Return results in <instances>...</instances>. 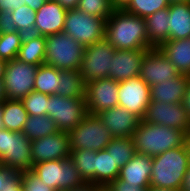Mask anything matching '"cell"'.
Wrapping results in <instances>:
<instances>
[{
  "instance_id": "cell-26",
  "label": "cell",
  "mask_w": 190,
  "mask_h": 191,
  "mask_svg": "<svg viewBox=\"0 0 190 191\" xmlns=\"http://www.w3.org/2000/svg\"><path fill=\"white\" fill-rule=\"evenodd\" d=\"M28 113L21 100L4 99L2 122L4 128L13 132H22Z\"/></svg>"
},
{
  "instance_id": "cell-34",
  "label": "cell",
  "mask_w": 190,
  "mask_h": 191,
  "mask_svg": "<svg viewBox=\"0 0 190 191\" xmlns=\"http://www.w3.org/2000/svg\"><path fill=\"white\" fill-rule=\"evenodd\" d=\"M17 31L26 34H35L36 12L27 5L10 12Z\"/></svg>"
},
{
  "instance_id": "cell-42",
  "label": "cell",
  "mask_w": 190,
  "mask_h": 191,
  "mask_svg": "<svg viewBox=\"0 0 190 191\" xmlns=\"http://www.w3.org/2000/svg\"><path fill=\"white\" fill-rule=\"evenodd\" d=\"M113 191H146L144 189H139L133 185H129L125 181L122 180H114L110 185H109Z\"/></svg>"
},
{
  "instance_id": "cell-12",
  "label": "cell",
  "mask_w": 190,
  "mask_h": 191,
  "mask_svg": "<svg viewBox=\"0 0 190 191\" xmlns=\"http://www.w3.org/2000/svg\"><path fill=\"white\" fill-rule=\"evenodd\" d=\"M146 123L180 129L190 136V116L183 103H164L151 100L144 118Z\"/></svg>"
},
{
  "instance_id": "cell-11",
  "label": "cell",
  "mask_w": 190,
  "mask_h": 191,
  "mask_svg": "<svg viewBox=\"0 0 190 191\" xmlns=\"http://www.w3.org/2000/svg\"><path fill=\"white\" fill-rule=\"evenodd\" d=\"M87 114L85 99L49 95L48 116L59 131L69 133Z\"/></svg>"
},
{
  "instance_id": "cell-37",
  "label": "cell",
  "mask_w": 190,
  "mask_h": 191,
  "mask_svg": "<svg viewBox=\"0 0 190 191\" xmlns=\"http://www.w3.org/2000/svg\"><path fill=\"white\" fill-rule=\"evenodd\" d=\"M28 115H48L49 94L33 91L21 99Z\"/></svg>"
},
{
  "instance_id": "cell-53",
  "label": "cell",
  "mask_w": 190,
  "mask_h": 191,
  "mask_svg": "<svg viewBox=\"0 0 190 191\" xmlns=\"http://www.w3.org/2000/svg\"><path fill=\"white\" fill-rule=\"evenodd\" d=\"M2 114H3V100L0 102V130L4 128L3 122H2Z\"/></svg>"
},
{
  "instance_id": "cell-46",
  "label": "cell",
  "mask_w": 190,
  "mask_h": 191,
  "mask_svg": "<svg viewBox=\"0 0 190 191\" xmlns=\"http://www.w3.org/2000/svg\"><path fill=\"white\" fill-rule=\"evenodd\" d=\"M64 191H95V184L91 182H84L80 186L64 190Z\"/></svg>"
},
{
  "instance_id": "cell-31",
  "label": "cell",
  "mask_w": 190,
  "mask_h": 191,
  "mask_svg": "<svg viewBox=\"0 0 190 191\" xmlns=\"http://www.w3.org/2000/svg\"><path fill=\"white\" fill-rule=\"evenodd\" d=\"M105 149L119 168L126 165L136 154L131 137H113Z\"/></svg>"
},
{
  "instance_id": "cell-39",
  "label": "cell",
  "mask_w": 190,
  "mask_h": 191,
  "mask_svg": "<svg viewBox=\"0 0 190 191\" xmlns=\"http://www.w3.org/2000/svg\"><path fill=\"white\" fill-rule=\"evenodd\" d=\"M22 172H12L4 181L1 191H24L21 183Z\"/></svg>"
},
{
  "instance_id": "cell-9",
  "label": "cell",
  "mask_w": 190,
  "mask_h": 191,
  "mask_svg": "<svg viewBox=\"0 0 190 191\" xmlns=\"http://www.w3.org/2000/svg\"><path fill=\"white\" fill-rule=\"evenodd\" d=\"M115 48L106 39L85 46L79 72L85 84L109 77Z\"/></svg>"
},
{
  "instance_id": "cell-27",
  "label": "cell",
  "mask_w": 190,
  "mask_h": 191,
  "mask_svg": "<svg viewBox=\"0 0 190 191\" xmlns=\"http://www.w3.org/2000/svg\"><path fill=\"white\" fill-rule=\"evenodd\" d=\"M59 90L57 95L85 99L86 84L79 70H59Z\"/></svg>"
},
{
  "instance_id": "cell-24",
  "label": "cell",
  "mask_w": 190,
  "mask_h": 191,
  "mask_svg": "<svg viewBox=\"0 0 190 191\" xmlns=\"http://www.w3.org/2000/svg\"><path fill=\"white\" fill-rule=\"evenodd\" d=\"M169 10L161 9L145 18L149 45L152 48H159L169 40Z\"/></svg>"
},
{
  "instance_id": "cell-36",
  "label": "cell",
  "mask_w": 190,
  "mask_h": 191,
  "mask_svg": "<svg viewBox=\"0 0 190 191\" xmlns=\"http://www.w3.org/2000/svg\"><path fill=\"white\" fill-rule=\"evenodd\" d=\"M168 7V0H133L125 11L146 18L153 13Z\"/></svg>"
},
{
  "instance_id": "cell-55",
  "label": "cell",
  "mask_w": 190,
  "mask_h": 191,
  "mask_svg": "<svg viewBox=\"0 0 190 191\" xmlns=\"http://www.w3.org/2000/svg\"><path fill=\"white\" fill-rule=\"evenodd\" d=\"M169 4L190 2V0H168Z\"/></svg>"
},
{
  "instance_id": "cell-51",
  "label": "cell",
  "mask_w": 190,
  "mask_h": 191,
  "mask_svg": "<svg viewBox=\"0 0 190 191\" xmlns=\"http://www.w3.org/2000/svg\"><path fill=\"white\" fill-rule=\"evenodd\" d=\"M95 191H113L109 185H96L95 184Z\"/></svg>"
},
{
  "instance_id": "cell-3",
  "label": "cell",
  "mask_w": 190,
  "mask_h": 191,
  "mask_svg": "<svg viewBox=\"0 0 190 191\" xmlns=\"http://www.w3.org/2000/svg\"><path fill=\"white\" fill-rule=\"evenodd\" d=\"M188 137L180 129L146 123L140 120L131 139L137 154L154 157L169 149L183 146L187 142Z\"/></svg>"
},
{
  "instance_id": "cell-40",
  "label": "cell",
  "mask_w": 190,
  "mask_h": 191,
  "mask_svg": "<svg viewBox=\"0 0 190 191\" xmlns=\"http://www.w3.org/2000/svg\"><path fill=\"white\" fill-rule=\"evenodd\" d=\"M17 28L10 12H0V34L16 32Z\"/></svg>"
},
{
  "instance_id": "cell-35",
  "label": "cell",
  "mask_w": 190,
  "mask_h": 191,
  "mask_svg": "<svg viewBox=\"0 0 190 191\" xmlns=\"http://www.w3.org/2000/svg\"><path fill=\"white\" fill-rule=\"evenodd\" d=\"M77 10L86 14L97 16L100 19H108L115 11L111 0H80Z\"/></svg>"
},
{
  "instance_id": "cell-23",
  "label": "cell",
  "mask_w": 190,
  "mask_h": 191,
  "mask_svg": "<svg viewBox=\"0 0 190 191\" xmlns=\"http://www.w3.org/2000/svg\"><path fill=\"white\" fill-rule=\"evenodd\" d=\"M169 40L190 37V2L169 4Z\"/></svg>"
},
{
  "instance_id": "cell-48",
  "label": "cell",
  "mask_w": 190,
  "mask_h": 191,
  "mask_svg": "<svg viewBox=\"0 0 190 191\" xmlns=\"http://www.w3.org/2000/svg\"><path fill=\"white\" fill-rule=\"evenodd\" d=\"M183 104L185 109L187 110L188 115L190 116V78L186 87Z\"/></svg>"
},
{
  "instance_id": "cell-45",
  "label": "cell",
  "mask_w": 190,
  "mask_h": 191,
  "mask_svg": "<svg viewBox=\"0 0 190 191\" xmlns=\"http://www.w3.org/2000/svg\"><path fill=\"white\" fill-rule=\"evenodd\" d=\"M55 2H58L64 9L71 10L76 9L78 2L80 0H54Z\"/></svg>"
},
{
  "instance_id": "cell-29",
  "label": "cell",
  "mask_w": 190,
  "mask_h": 191,
  "mask_svg": "<svg viewBox=\"0 0 190 191\" xmlns=\"http://www.w3.org/2000/svg\"><path fill=\"white\" fill-rule=\"evenodd\" d=\"M58 131L56 123L48 115H28L22 129V133H24L30 141L43 138Z\"/></svg>"
},
{
  "instance_id": "cell-19",
  "label": "cell",
  "mask_w": 190,
  "mask_h": 191,
  "mask_svg": "<svg viewBox=\"0 0 190 191\" xmlns=\"http://www.w3.org/2000/svg\"><path fill=\"white\" fill-rule=\"evenodd\" d=\"M66 12L67 10L58 2L47 0L45 4L36 11L35 34L47 37L62 32Z\"/></svg>"
},
{
  "instance_id": "cell-20",
  "label": "cell",
  "mask_w": 190,
  "mask_h": 191,
  "mask_svg": "<svg viewBox=\"0 0 190 191\" xmlns=\"http://www.w3.org/2000/svg\"><path fill=\"white\" fill-rule=\"evenodd\" d=\"M152 174V157L144 154H135L134 157L120 168L117 180H122L139 189L150 187Z\"/></svg>"
},
{
  "instance_id": "cell-43",
  "label": "cell",
  "mask_w": 190,
  "mask_h": 191,
  "mask_svg": "<svg viewBox=\"0 0 190 191\" xmlns=\"http://www.w3.org/2000/svg\"><path fill=\"white\" fill-rule=\"evenodd\" d=\"M47 0H24V5H27L30 9L35 12L38 11Z\"/></svg>"
},
{
  "instance_id": "cell-5",
  "label": "cell",
  "mask_w": 190,
  "mask_h": 191,
  "mask_svg": "<svg viewBox=\"0 0 190 191\" xmlns=\"http://www.w3.org/2000/svg\"><path fill=\"white\" fill-rule=\"evenodd\" d=\"M0 161L14 172L29 171L33 167L31 141L22 132L0 130Z\"/></svg>"
},
{
  "instance_id": "cell-33",
  "label": "cell",
  "mask_w": 190,
  "mask_h": 191,
  "mask_svg": "<svg viewBox=\"0 0 190 191\" xmlns=\"http://www.w3.org/2000/svg\"><path fill=\"white\" fill-rule=\"evenodd\" d=\"M24 34L18 31L0 34V59L11 61L17 58Z\"/></svg>"
},
{
  "instance_id": "cell-14",
  "label": "cell",
  "mask_w": 190,
  "mask_h": 191,
  "mask_svg": "<svg viewBox=\"0 0 190 191\" xmlns=\"http://www.w3.org/2000/svg\"><path fill=\"white\" fill-rule=\"evenodd\" d=\"M118 106L144 118L151 101L150 86L139 76L119 82Z\"/></svg>"
},
{
  "instance_id": "cell-18",
  "label": "cell",
  "mask_w": 190,
  "mask_h": 191,
  "mask_svg": "<svg viewBox=\"0 0 190 191\" xmlns=\"http://www.w3.org/2000/svg\"><path fill=\"white\" fill-rule=\"evenodd\" d=\"M97 115L110 129L113 137H131L141 120L134 113L121 106L106 109Z\"/></svg>"
},
{
  "instance_id": "cell-6",
  "label": "cell",
  "mask_w": 190,
  "mask_h": 191,
  "mask_svg": "<svg viewBox=\"0 0 190 191\" xmlns=\"http://www.w3.org/2000/svg\"><path fill=\"white\" fill-rule=\"evenodd\" d=\"M31 171L47 186L55 191H64L80 186L85 181L69 157L62 160H49L34 164Z\"/></svg>"
},
{
  "instance_id": "cell-7",
  "label": "cell",
  "mask_w": 190,
  "mask_h": 191,
  "mask_svg": "<svg viewBox=\"0 0 190 191\" xmlns=\"http://www.w3.org/2000/svg\"><path fill=\"white\" fill-rule=\"evenodd\" d=\"M70 149L100 151L106 148L113 136L98 115L87 114L69 133Z\"/></svg>"
},
{
  "instance_id": "cell-16",
  "label": "cell",
  "mask_w": 190,
  "mask_h": 191,
  "mask_svg": "<svg viewBox=\"0 0 190 191\" xmlns=\"http://www.w3.org/2000/svg\"><path fill=\"white\" fill-rule=\"evenodd\" d=\"M179 75L176 67L159 50V48L150 49L145 55L139 77L150 87Z\"/></svg>"
},
{
  "instance_id": "cell-49",
  "label": "cell",
  "mask_w": 190,
  "mask_h": 191,
  "mask_svg": "<svg viewBox=\"0 0 190 191\" xmlns=\"http://www.w3.org/2000/svg\"><path fill=\"white\" fill-rule=\"evenodd\" d=\"M181 191H190V165L185 174V179Z\"/></svg>"
},
{
  "instance_id": "cell-25",
  "label": "cell",
  "mask_w": 190,
  "mask_h": 191,
  "mask_svg": "<svg viewBox=\"0 0 190 191\" xmlns=\"http://www.w3.org/2000/svg\"><path fill=\"white\" fill-rule=\"evenodd\" d=\"M46 49V37L38 34H26L17 58L25 63L33 65L44 64Z\"/></svg>"
},
{
  "instance_id": "cell-41",
  "label": "cell",
  "mask_w": 190,
  "mask_h": 191,
  "mask_svg": "<svg viewBox=\"0 0 190 191\" xmlns=\"http://www.w3.org/2000/svg\"><path fill=\"white\" fill-rule=\"evenodd\" d=\"M24 5V0H0V12H12Z\"/></svg>"
},
{
  "instance_id": "cell-30",
  "label": "cell",
  "mask_w": 190,
  "mask_h": 191,
  "mask_svg": "<svg viewBox=\"0 0 190 191\" xmlns=\"http://www.w3.org/2000/svg\"><path fill=\"white\" fill-rule=\"evenodd\" d=\"M59 70L53 66L42 64L35 74L34 91L55 95L59 90Z\"/></svg>"
},
{
  "instance_id": "cell-28",
  "label": "cell",
  "mask_w": 190,
  "mask_h": 191,
  "mask_svg": "<svg viewBox=\"0 0 190 191\" xmlns=\"http://www.w3.org/2000/svg\"><path fill=\"white\" fill-rule=\"evenodd\" d=\"M120 168L106 149L95 153V184L110 185L119 177Z\"/></svg>"
},
{
  "instance_id": "cell-1",
  "label": "cell",
  "mask_w": 190,
  "mask_h": 191,
  "mask_svg": "<svg viewBox=\"0 0 190 191\" xmlns=\"http://www.w3.org/2000/svg\"><path fill=\"white\" fill-rule=\"evenodd\" d=\"M105 39L117 50L153 49L149 45L145 18L115 10L106 20Z\"/></svg>"
},
{
  "instance_id": "cell-54",
  "label": "cell",
  "mask_w": 190,
  "mask_h": 191,
  "mask_svg": "<svg viewBox=\"0 0 190 191\" xmlns=\"http://www.w3.org/2000/svg\"><path fill=\"white\" fill-rule=\"evenodd\" d=\"M5 99L3 84L0 82V102Z\"/></svg>"
},
{
  "instance_id": "cell-22",
  "label": "cell",
  "mask_w": 190,
  "mask_h": 191,
  "mask_svg": "<svg viewBox=\"0 0 190 191\" xmlns=\"http://www.w3.org/2000/svg\"><path fill=\"white\" fill-rule=\"evenodd\" d=\"M159 50L176 67L179 74L190 76V37L180 40H167Z\"/></svg>"
},
{
  "instance_id": "cell-15",
  "label": "cell",
  "mask_w": 190,
  "mask_h": 191,
  "mask_svg": "<svg viewBox=\"0 0 190 191\" xmlns=\"http://www.w3.org/2000/svg\"><path fill=\"white\" fill-rule=\"evenodd\" d=\"M32 163L67 159L71 155L70 138L66 132L58 131L31 141Z\"/></svg>"
},
{
  "instance_id": "cell-50",
  "label": "cell",
  "mask_w": 190,
  "mask_h": 191,
  "mask_svg": "<svg viewBox=\"0 0 190 191\" xmlns=\"http://www.w3.org/2000/svg\"><path fill=\"white\" fill-rule=\"evenodd\" d=\"M7 63L8 61L0 59V82H3Z\"/></svg>"
},
{
  "instance_id": "cell-8",
  "label": "cell",
  "mask_w": 190,
  "mask_h": 191,
  "mask_svg": "<svg viewBox=\"0 0 190 191\" xmlns=\"http://www.w3.org/2000/svg\"><path fill=\"white\" fill-rule=\"evenodd\" d=\"M106 19L77 9L67 10L63 31L84 47L105 39Z\"/></svg>"
},
{
  "instance_id": "cell-38",
  "label": "cell",
  "mask_w": 190,
  "mask_h": 191,
  "mask_svg": "<svg viewBox=\"0 0 190 191\" xmlns=\"http://www.w3.org/2000/svg\"><path fill=\"white\" fill-rule=\"evenodd\" d=\"M21 183L24 191H55L43 183L31 170L22 172Z\"/></svg>"
},
{
  "instance_id": "cell-32",
  "label": "cell",
  "mask_w": 190,
  "mask_h": 191,
  "mask_svg": "<svg viewBox=\"0 0 190 191\" xmlns=\"http://www.w3.org/2000/svg\"><path fill=\"white\" fill-rule=\"evenodd\" d=\"M95 153L89 149L71 150L70 158L85 182L95 184Z\"/></svg>"
},
{
  "instance_id": "cell-44",
  "label": "cell",
  "mask_w": 190,
  "mask_h": 191,
  "mask_svg": "<svg viewBox=\"0 0 190 191\" xmlns=\"http://www.w3.org/2000/svg\"><path fill=\"white\" fill-rule=\"evenodd\" d=\"M133 0H111L114 10H125Z\"/></svg>"
},
{
  "instance_id": "cell-17",
  "label": "cell",
  "mask_w": 190,
  "mask_h": 191,
  "mask_svg": "<svg viewBox=\"0 0 190 191\" xmlns=\"http://www.w3.org/2000/svg\"><path fill=\"white\" fill-rule=\"evenodd\" d=\"M150 49L144 50H117L112 58L109 77L115 81L128 80L138 77L142 61Z\"/></svg>"
},
{
  "instance_id": "cell-47",
  "label": "cell",
  "mask_w": 190,
  "mask_h": 191,
  "mask_svg": "<svg viewBox=\"0 0 190 191\" xmlns=\"http://www.w3.org/2000/svg\"><path fill=\"white\" fill-rule=\"evenodd\" d=\"M13 171L6 168L3 164L0 165V191L4 187V181Z\"/></svg>"
},
{
  "instance_id": "cell-10",
  "label": "cell",
  "mask_w": 190,
  "mask_h": 191,
  "mask_svg": "<svg viewBox=\"0 0 190 191\" xmlns=\"http://www.w3.org/2000/svg\"><path fill=\"white\" fill-rule=\"evenodd\" d=\"M38 67L18 58L8 61L2 82L5 98L21 100L33 92Z\"/></svg>"
},
{
  "instance_id": "cell-4",
  "label": "cell",
  "mask_w": 190,
  "mask_h": 191,
  "mask_svg": "<svg viewBox=\"0 0 190 191\" xmlns=\"http://www.w3.org/2000/svg\"><path fill=\"white\" fill-rule=\"evenodd\" d=\"M85 47L64 31L46 37L44 64L58 70H78Z\"/></svg>"
},
{
  "instance_id": "cell-21",
  "label": "cell",
  "mask_w": 190,
  "mask_h": 191,
  "mask_svg": "<svg viewBox=\"0 0 190 191\" xmlns=\"http://www.w3.org/2000/svg\"><path fill=\"white\" fill-rule=\"evenodd\" d=\"M190 76L179 74L171 80L150 87L151 100L164 103H183Z\"/></svg>"
},
{
  "instance_id": "cell-2",
  "label": "cell",
  "mask_w": 190,
  "mask_h": 191,
  "mask_svg": "<svg viewBox=\"0 0 190 191\" xmlns=\"http://www.w3.org/2000/svg\"><path fill=\"white\" fill-rule=\"evenodd\" d=\"M190 165L188 142L152 157L150 186L181 190Z\"/></svg>"
},
{
  "instance_id": "cell-13",
  "label": "cell",
  "mask_w": 190,
  "mask_h": 191,
  "mask_svg": "<svg viewBox=\"0 0 190 191\" xmlns=\"http://www.w3.org/2000/svg\"><path fill=\"white\" fill-rule=\"evenodd\" d=\"M119 82L105 77L86 84L85 101L87 112L97 115L101 111L118 106Z\"/></svg>"
},
{
  "instance_id": "cell-56",
  "label": "cell",
  "mask_w": 190,
  "mask_h": 191,
  "mask_svg": "<svg viewBox=\"0 0 190 191\" xmlns=\"http://www.w3.org/2000/svg\"><path fill=\"white\" fill-rule=\"evenodd\" d=\"M187 142H188V149H189V152H190V136L188 137Z\"/></svg>"
},
{
  "instance_id": "cell-52",
  "label": "cell",
  "mask_w": 190,
  "mask_h": 191,
  "mask_svg": "<svg viewBox=\"0 0 190 191\" xmlns=\"http://www.w3.org/2000/svg\"><path fill=\"white\" fill-rule=\"evenodd\" d=\"M146 191H181V190H174V189H166V188H158V187H148Z\"/></svg>"
}]
</instances>
